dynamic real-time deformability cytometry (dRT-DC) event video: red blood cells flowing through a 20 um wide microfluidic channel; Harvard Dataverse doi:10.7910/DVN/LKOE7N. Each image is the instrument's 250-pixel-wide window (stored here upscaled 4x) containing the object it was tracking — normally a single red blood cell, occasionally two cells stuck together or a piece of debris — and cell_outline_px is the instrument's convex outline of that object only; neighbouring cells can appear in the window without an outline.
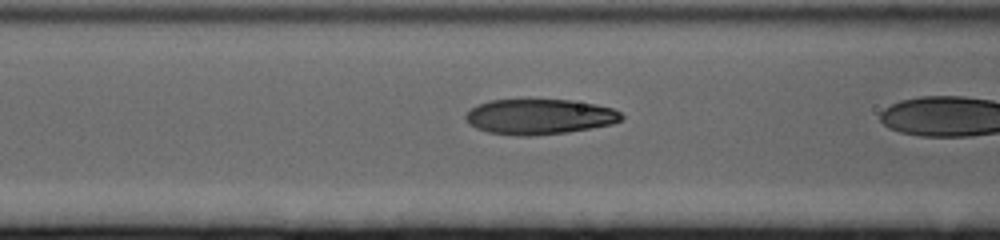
{"species": "human", "species_latin": "Homo sapiens", "temperature_condition": "cold", "stored_images_in_passage": 24, "camera_frame_rate_fps": 3000, "um_per_image_px": 0.085, "donor": {"sex": "female"}, "frame": {"image": 1, "passage_image": 23, "time_ms": 7.333, "image_size_px": [1000, 240], "cell_outline_px": [[624, 116], [620, 120], [612, 124], [592, 128], [568, 132], [532, 136], [516, 136], [488, 132], [476, 128], [468, 124], [464, 116], [472, 108], [480, 104], [492, 100], [572, 100], [596, 104], [612, 108], [620, 112]], "centroid_in_image_um": [45.86, 9.93], "position_along_channel_um": 120.7, "area_um2": 32.08}}